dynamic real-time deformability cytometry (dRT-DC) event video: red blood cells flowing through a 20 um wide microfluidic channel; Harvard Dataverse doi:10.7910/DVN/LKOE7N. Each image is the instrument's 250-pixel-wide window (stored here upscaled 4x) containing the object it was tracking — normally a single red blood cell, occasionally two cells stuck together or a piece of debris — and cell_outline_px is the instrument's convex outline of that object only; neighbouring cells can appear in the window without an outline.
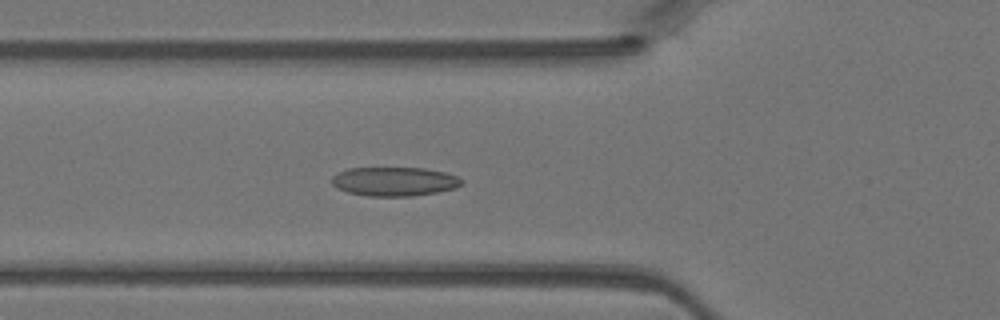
{"species": "Egyptian fruit bat (a non-hibernating species)", "species_latin": "Rousettus aegyptiacus", "temperature_condition": "warm", "stored_images_in_passage": 34, "camera_frame_rate_fps": 3000, "um_per_image_px": 0.085, "animal": {"sex": "female"}, "frame": {"image": 1, "passage_image": 5, "time_ms": 1.333, "image_size_px": [1000, 320], "cell_outline_px": [[464, 184], [456, 188], [436, 192], [412, 196], [368, 196], [348, 192], [336, 188], [332, 184], [332, 176], [336, 172], [348, 168], [424, 168], [444, 172], [456, 176], [464, 180]], "centroid_in_image_um": [33.51, 15.42], "position_along_channel_um": 92.3, "area_um2": 22.08}}
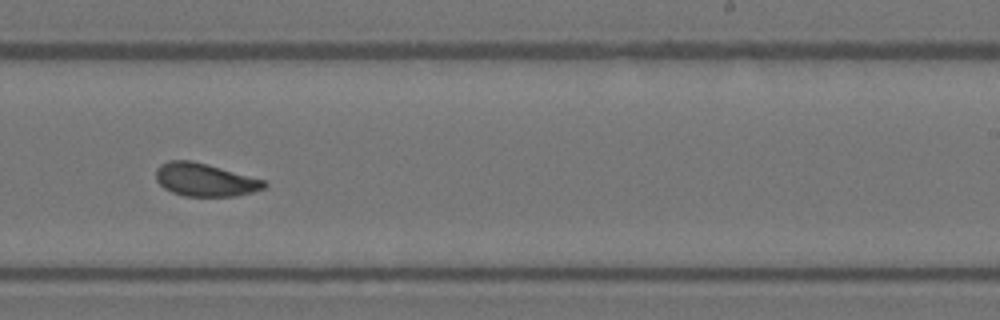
{"frame": {"image": 2, "passage_image": 17, "time_ms": 5.333, "image_size_px": [1000, 320], "cell_outline_px": [[268, 184], [264, 188], [252, 192], [236, 196], [184, 196], [172, 192], [164, 188], [156, 180], [156, 168], [160, 164], [168, 160], [192, 160], [208, 164], [264, 180]], "centroid_in_image_um": [17.39, 15.27], "position_along_channel_um": 271.6, "area_um2": 20.87}}
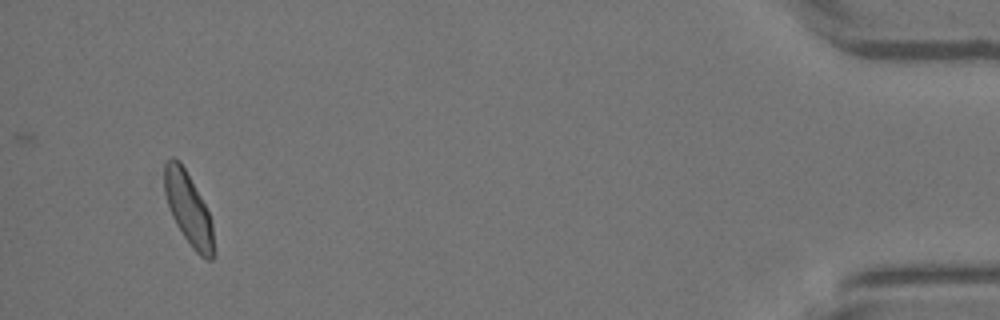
{"frame": {"image": 3, "passage_image": 32, "time_ms": 10.333, "image_size_px": [1000, 320], "cell_outline_px": [[216, 252], [212, 260], [208, 260], [200, 256], [192, 248], [176, 224], [172, 216], [164, 192], [164, 164], [172, 156], [180, 160], [200, 196], [208, 212], [212, 224]], "centroid_in_image_um": [16.03, 17.78], "position_along_channel_um": 419.2, "area_um2": 20.75}}